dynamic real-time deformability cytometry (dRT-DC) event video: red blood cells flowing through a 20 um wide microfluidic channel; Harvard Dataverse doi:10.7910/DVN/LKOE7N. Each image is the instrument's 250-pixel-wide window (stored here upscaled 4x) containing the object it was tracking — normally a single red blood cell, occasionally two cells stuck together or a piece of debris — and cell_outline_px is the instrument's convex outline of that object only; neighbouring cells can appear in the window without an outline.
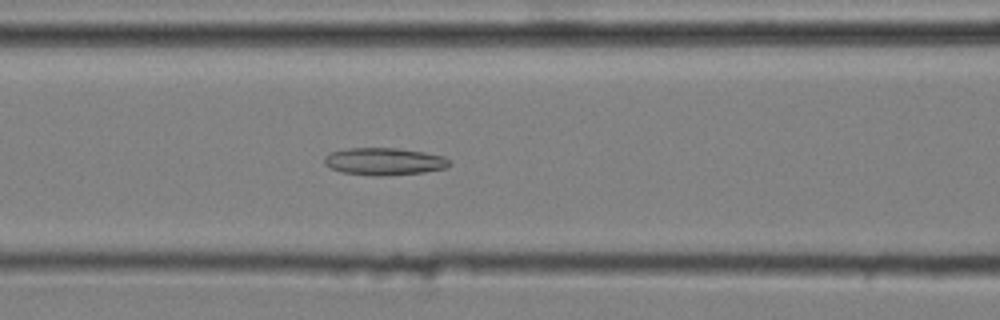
{"species": "common noctule bat (a hibernating species)", "species_latin": "Nyctalus noctula", "temperature_condition": "cold", "stored_images_in_passage": 45, "camera_frame_rate_fps": 3000, "um_per_image_px": 0.085, "animal": {"sex": "male", "body_mass_g": 20.4}, "frame": {"image": 1, "passage_image": 15, "time_ms": 4.667, "image_size_px": [1000, 320], "cell_outline_px": [[452, 164], [448, 168], [424, 172], [384, 176], [376, 176], [344, 172], [332, 168], [324, 164], [324, 156], [332, 152], [348, 148], [396, 148], [424, 152], [444, 156]], "centroid_in_image_um": [32.7, 13.72], "position_along_channel_um": 133.9, "area_um2": 19.88}}
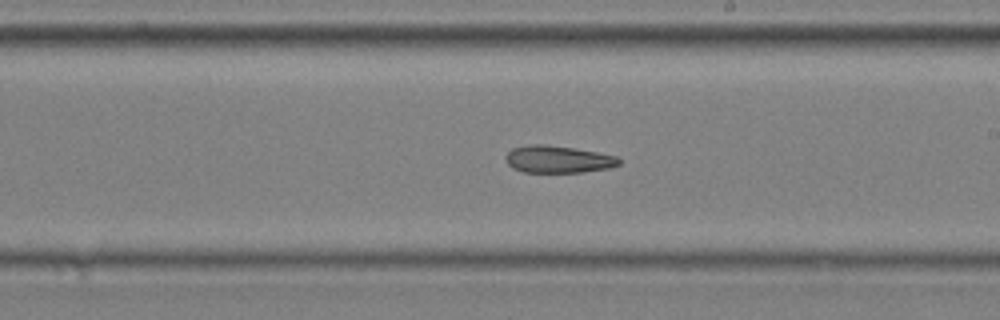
{"frame": {"image": 2, "passage_image": 24, "time_ms": 7.667, "image_size_px": [1000, 320], "cell_outline_px": [[620, 164], [608, 168], [584, 172], [524, 172], [512, 168], [508, 164], [504, 156], [512, 148], [532, 144], [544, 144], [572, 148], [596, 152], [616, 156], [620, 160]], "centroid_in_image_um": [47.4, 13.54], "position_along_channel_um": 241.6, "area_um2": 17.86}}
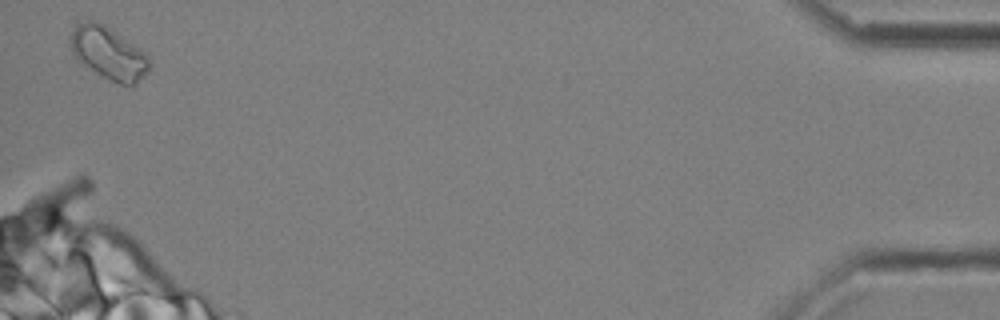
{"frame": {"image": 3, "passage_image": 45, "time_ms": 14.667, "image_size_px": [1000, 320], "cell_outline_px": [[152, 64], [148, 72], [132, 88], [120, 84], [100, 76], [76, 60], [72, 52], [72, 32], [80, 24], [88, 20], [96, 20], [104, 24], [144, 52], [148, 56]], "centroid_in_image_um": [9.27, 4.58], "position_along_channel_um": 425.9, "area_um2": 24.04}}